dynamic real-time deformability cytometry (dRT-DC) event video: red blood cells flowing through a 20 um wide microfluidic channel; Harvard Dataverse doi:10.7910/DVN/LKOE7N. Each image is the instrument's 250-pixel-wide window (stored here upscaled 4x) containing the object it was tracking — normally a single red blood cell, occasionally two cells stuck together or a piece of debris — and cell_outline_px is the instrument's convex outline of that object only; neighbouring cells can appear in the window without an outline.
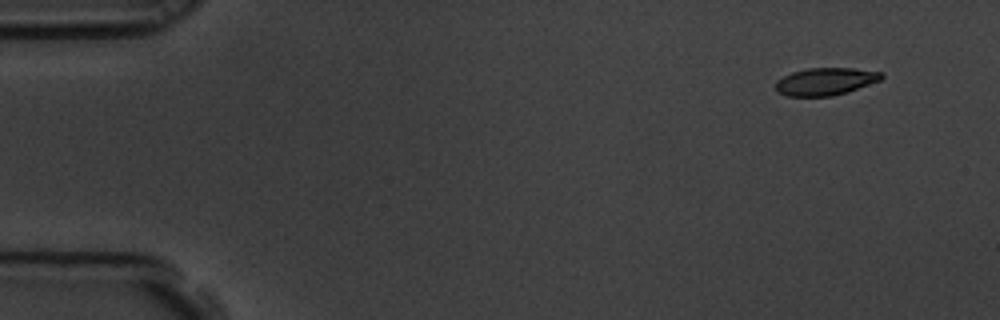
{"species": "common noctule bat (a hibernating species)", "species_latin": "Nyctalus noctula", "temperature_condition": "room temperature", "stored_images_in_passage": 6, "camera_frame_rate_fps": 3000, "um_per_image_px": 0.085, "animal": {"sex": "male", "body_mass_g": 19.5, "forearm_length_mm": 54.6}, "frame": {"image": 1, "passage_image": 1, "time_ms": 0.0, "image_size_px": [1000, 320], "cell_outline_px": [[884, 76], [880, 80], [848, 92], [832, 96], [788, 96], [776, 92], [776, 80], [792, 72], [808, 68], [852, 68], [884, 72]], "centroid_in_image_um": [70.17, 6.92], "position_along_channel_um": 14.8, "area_um2": 16.99}}
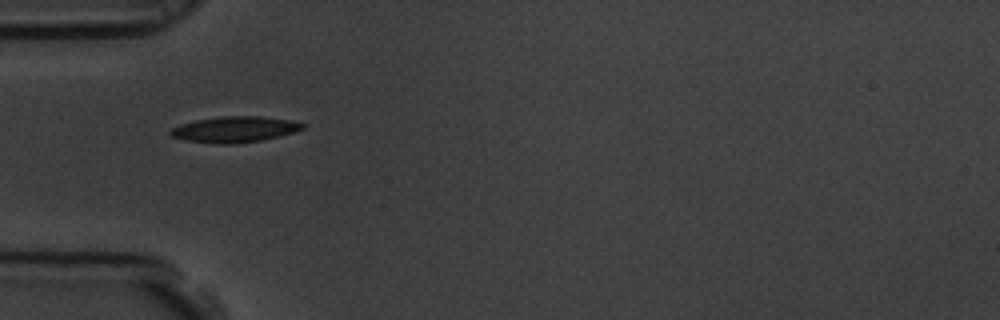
{"frame": {"image": 2, "passage_image": 5, "time_ms": 1.333, "image_size_px": [1000, 320], "cell_outline_px": [[304, 128], [292, 132], [260, 140], [228, 144], [224, 144], [188, 140], [172, 136], [168, 132], [172, 128], [180, 124], [196, 120], [224, 116], [260, 116], [288, 120], [304, 124]], "centroid_in_image_um": [19.91, 10.98], "position_along_channel_um": 65.1, "area_um2": 19.31}}
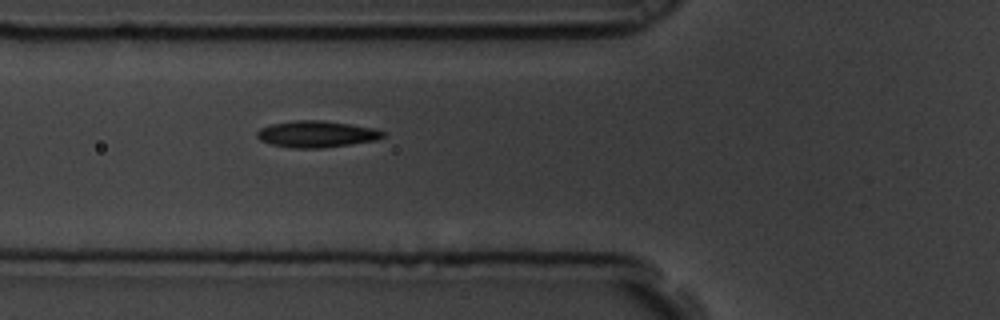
{"frame": {"image": 3, "passage_image": 6, "time_ms": 1.667, "image_size_px": [1000, 320], "cell_outline_px": [[384, 136], [376, 140], [324, 148], [292, 148], [272, 144], [260, 140], [256, 136], [256, 132], [260, 128], [272, 124], [296, 120], [324, 120], [376, 128], [384, 132]], "centroid_in_image_um": [26.91, 11.39], "position_along_channel_um": 98.9, "area_um2": 19.48}}